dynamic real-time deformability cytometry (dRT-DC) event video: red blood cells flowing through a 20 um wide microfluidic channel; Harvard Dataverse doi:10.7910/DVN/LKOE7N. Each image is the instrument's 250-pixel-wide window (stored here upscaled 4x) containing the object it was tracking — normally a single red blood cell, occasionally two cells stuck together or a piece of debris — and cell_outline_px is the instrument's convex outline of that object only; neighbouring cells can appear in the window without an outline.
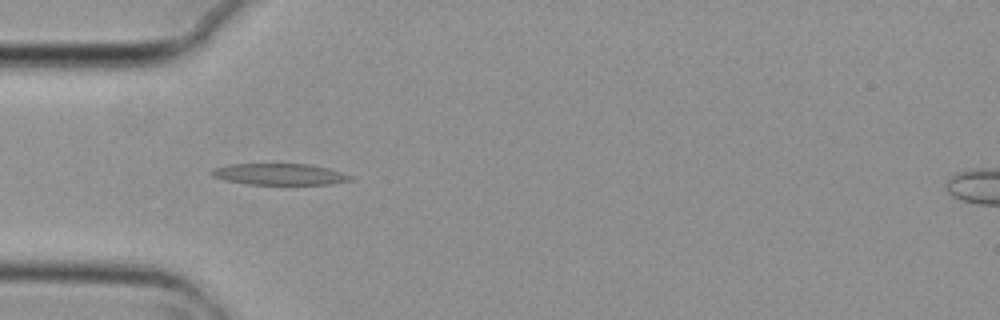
{"species": "common noctule bat (a hibernating species)", "species_latin": "Nyctalus noctula", "temperature_condition": "cold", "stored_images_in_passage": 5, "camera_frame_rate_fps": 3000, "um_per_image_px": 0.085, "animal": {"sex": "female", "body_mass_g": 29.2, "forearm_length_mm": 56.3}, "frame": {"image": 1, "passage_image": 4, "time_ms": 1.0, "image_size_px": [1000, 320], "cell_outline_px": [[352, 180], [332, 184], [248, 184], [228, 180], [212, 176], [212, 168], [228, 164], [308, 164], [328, 168], [352, 176]], "centroid_in_image_um": [23.77, 14.8], "position_along_channel_um": 61.2, "area_um2": 17.05}}
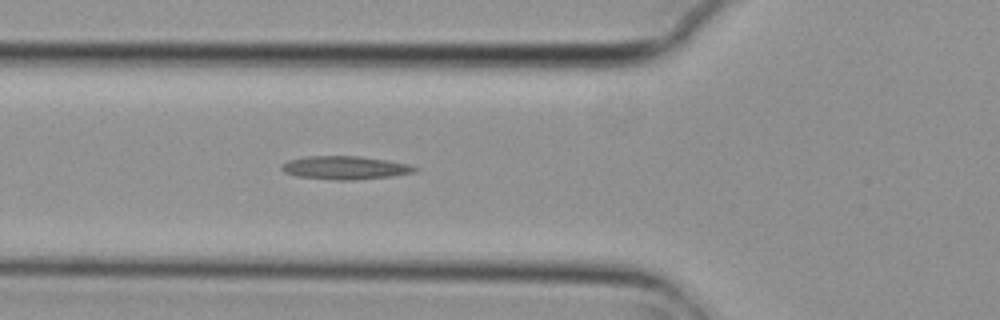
{"frame": {"image": 2, "passage_image": 5, "time_ms": 1.333, "image_size_px": [1000, 320], "cell_outline_px": [[420, 168], [416, 172], [392, 176], [352, 180], [336, 180], [296, 176], [284, 172], [280, 168], [280, 164], [288, 160], [308, 156], [360, 156], [408, 164]], "centroid_in_image_um": [29.31, 14.26], "position_along_channel_um": 96.5, "area_um2": 18.09}}